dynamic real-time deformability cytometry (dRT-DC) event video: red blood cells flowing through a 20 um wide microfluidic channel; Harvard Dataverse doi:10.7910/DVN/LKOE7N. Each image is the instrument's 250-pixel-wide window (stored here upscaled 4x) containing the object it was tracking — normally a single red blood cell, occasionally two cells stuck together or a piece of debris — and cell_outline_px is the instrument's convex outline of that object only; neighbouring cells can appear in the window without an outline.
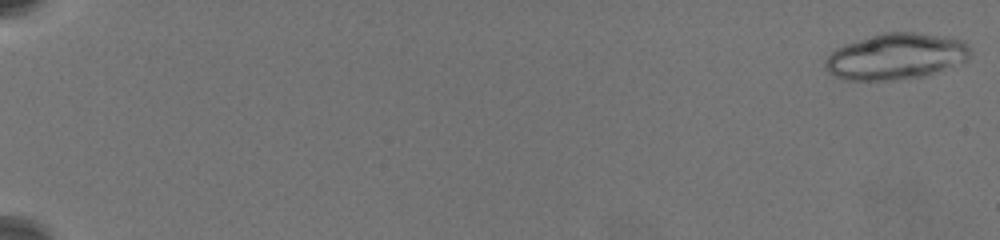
{"species": "common noctule bat (a hibernating species)", "species_latin": "Nyctalus noctula", "temperature_condition": "warm", "stored_images_in_passage": 48, "segment_of_instrument_passage": [1, 2], "camera_frame_rate_fps": 3000, "um_per_image_px": 0.085, "animal": {"sex": "female", "body_mass_g": 19.5, "forearm_length_mm": 54.1}, "frame": {"image": 1, "passage_image": 1, "time_ms": 0.0, "image_size_px": [1000, 240], "cell_outline_px": [[972, 52], [968, 60], [928, 76], [900, 80], [844, 80], [828, 72], [824, 64], [824, 60], [836, 48], [844, 44], [884, 32], [916, 32], [948, 36], [964, 40], [972, 48]], "centroid_in_image_um": [76.22, 4.8], "position_along_channel_um": 8.8, "area_um2": 39.65}}